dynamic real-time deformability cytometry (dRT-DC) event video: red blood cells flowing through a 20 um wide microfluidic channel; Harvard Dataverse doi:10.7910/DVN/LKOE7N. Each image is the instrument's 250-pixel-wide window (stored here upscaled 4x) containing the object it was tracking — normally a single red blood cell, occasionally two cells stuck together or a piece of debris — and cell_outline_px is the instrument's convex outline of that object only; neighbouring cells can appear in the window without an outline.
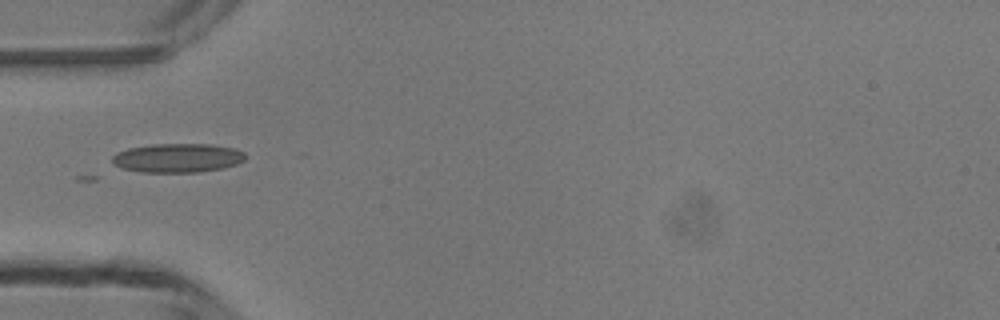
{"species": "common noctule bat (a hibernating species)", "species_latin": "Nyctalus noctula", "temperature_condition": "room temperature", "stored_images_in_passage": 3, "camera_frame_rate_fps": 3000, "um_per_image_px": 0.085, "animal": {"sex": "male", "body_mass_g": 13.3}, "frame": {"image": 1, "passage_image": 2, "time_ms": 1.333, "image_size_px": [1000, 320], "cell_outline_px": [[244, 160], [236, 164], [224, 168], [196, 172], [140, 172], [120, 168], [112, 160], [112, 156], [116, 152], [128, 148], [152, 144], [212, 144], [232, 148], [244, 152]], "centroid_in_image_um": [15.07, 13.42], "position_along_channel_um": 69.9, "area_um2": 22.48}}